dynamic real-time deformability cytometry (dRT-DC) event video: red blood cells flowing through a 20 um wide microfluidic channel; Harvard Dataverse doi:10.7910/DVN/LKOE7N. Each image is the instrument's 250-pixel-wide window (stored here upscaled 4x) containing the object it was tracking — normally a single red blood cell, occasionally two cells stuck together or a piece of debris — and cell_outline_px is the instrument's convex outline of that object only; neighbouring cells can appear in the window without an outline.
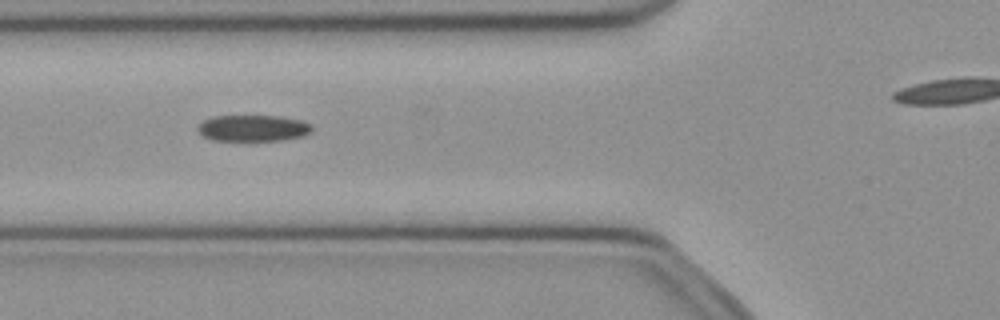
{"species": "common noctule bat (a hibernating species)", "species_latin": "Nyctalus noctula", "temperature_condition": "cold", "stored_images_in_passage": 40, "camera_frame_rate_fps": 3000, "um_per_image_px": 0.085, "animal": {"sex": "female", "body_mass_g": 21.9}, "frame": {"image": 1, "passage_image": 15, "time_ms": 4.667, "image_size_px": [1000, 320], "cell_outline_px": [[312, 132], [304, 136], [284, 140], [212, 140], [204, 136], [196, 128], [204, 120], [212, 116], [280, 116], [300, 120], [312, 124]], "centroid_in_image_um": [21.55, 10.89], "position_along_channel_um": 104.3, "area_um2": 17.51}}
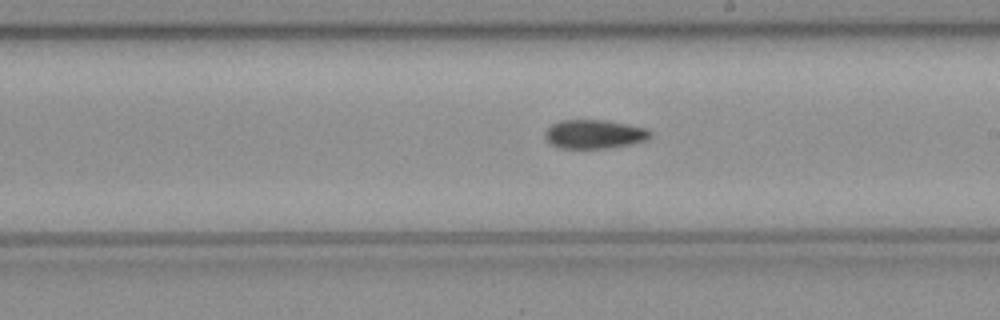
{"frame": {"image": 2, "passage_image": 25, "time_ms": 8.0, "image_size_px": [1000, 320], "cell_outline_px": [[652, 136], [648, 140], [608, 148], [560, 148], [552, 144], [544, 136], [544, 132], [552, 124], [560, 120], [604, 120], [628, 124], [648, 128], [652, 132]], "centroid_in_image_um": [50.55, 11.39], "position_along_channel_um": 238.5, "area_um2": 17.74}}
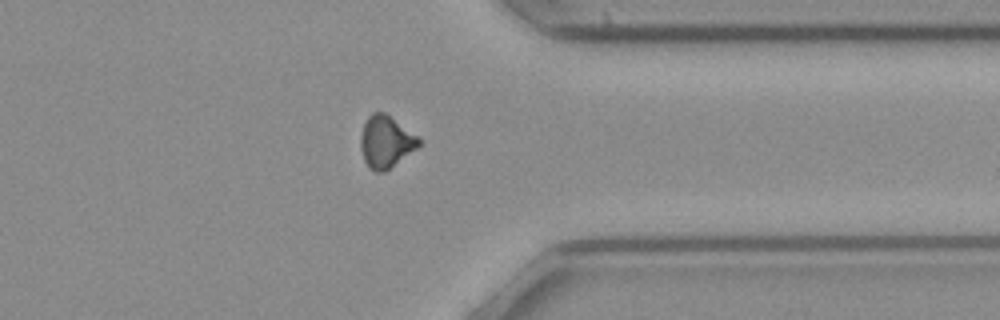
{"frame": {"image": 3, "passage_image": 36, "time_ms": 11.667, "image_size_px": [1000, 320], "cell_outline_px": [[420, 144], [416, 148], [384, 172], [372, 172], [368, 168], [364, 160], [360, 148], [360, 136], [364, 124], [368, 116], [372, 112], [384, 112], [416, 136], [420, 140]], "centroid_in_image_um": [32.74, 12.07], "position_along_channel_um": 378.7, "area_um2": 17.34}}